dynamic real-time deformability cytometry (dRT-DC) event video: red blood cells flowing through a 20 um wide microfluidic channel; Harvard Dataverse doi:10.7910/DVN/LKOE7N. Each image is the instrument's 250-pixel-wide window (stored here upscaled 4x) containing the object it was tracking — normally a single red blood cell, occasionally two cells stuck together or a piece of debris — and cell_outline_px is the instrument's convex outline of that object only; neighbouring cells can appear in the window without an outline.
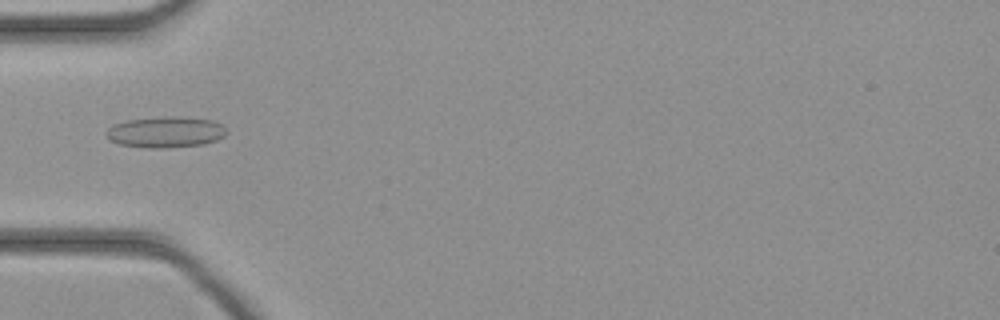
{"species": "common noctule bat (a hibernating species)", "species_latin": "Nyctalus noctula", "temperature_condition": "cold", "stored_images_in_passage": 31, "camera_frame_rate_fps": 3000, "um_per_image_px": 0.085, "animal": {"sex": "female", "body_mass_g": 21.9}, "frame": {"image": 1, "passage_image": 1, "time_ms": 0.0, "image_size_px": [1000, 320], "cell_outline_px": [[228, 132], [224, 136], [216, 140], [204, 144], [164, 148], [144, 148], [120, 144], [108, 140], [104, 132], [112, 124], [128, 120], [164, 116], [172, 116], [212, 120], [220, 124]], "centroid_in_image_um": [14.02, 11.23], "position_along_channel_um": 71.0, "area_um2": 21.85}}
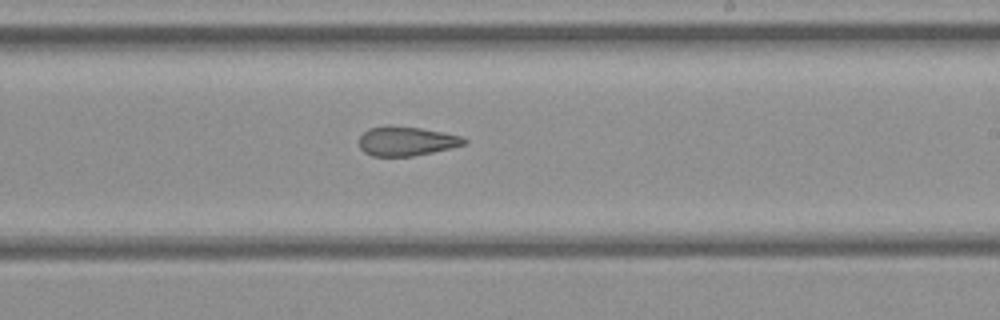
{"frame": {"image": 2, "passage_image": 13, "time_ms": 4.0, "image_size_px": [1000, 320], "cell_outline_px": [[468, 140], [464, 144], [432, 152], [412, 156], [372, 156], [364, 152], [360, 148], [360, 136], [368, 128], [388, 124], [420, 128], [444, 132], [460, 136]], "centroid_in_image_um": [34.5, 11.98], "position_along_channel_um": 254.5, "area_um2": 17.92}}
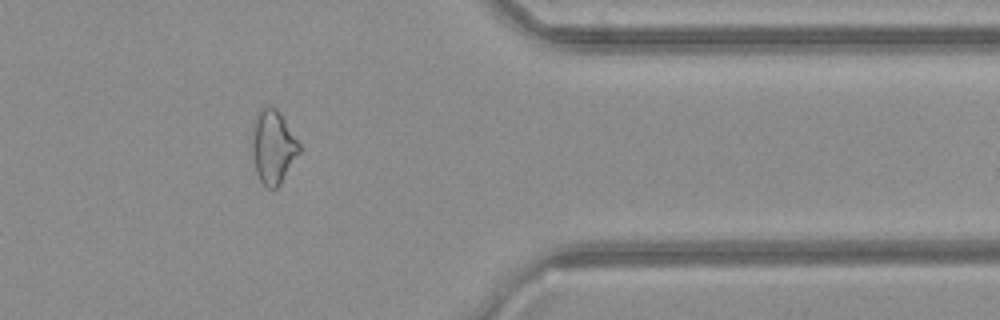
{"frame": {"image": 3, "passage_image": 23, "time_ms": 7.333, "image_size_px": [1000, 320], "cell_outline_px": [[300, 152], [280, 184], [272, 192], [264, 188], [256, 172], [252, 156], [252, 124], [260, 108], [272, 104], [280, 112], [300, 144]], "centroid_in_image_um": [23.19, 12.49], "position_along_channel_um": 388.2, "area_um2": 20.63}}